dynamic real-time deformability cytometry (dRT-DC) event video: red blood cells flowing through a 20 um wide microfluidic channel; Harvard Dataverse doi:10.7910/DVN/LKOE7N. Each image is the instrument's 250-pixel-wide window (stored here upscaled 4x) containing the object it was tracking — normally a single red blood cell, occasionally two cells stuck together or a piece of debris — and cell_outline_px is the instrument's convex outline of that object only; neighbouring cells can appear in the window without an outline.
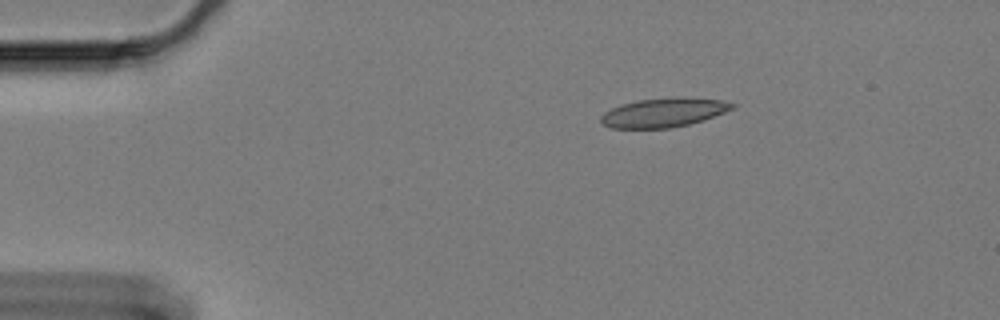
{"species": "Egyptian fruit bat (a non-hibernating species)", "species_latin": "Rousettus aegyptiacus", "temperature_condition": "cold", "stored_images_in_passage": 51, "camera_frame_rate_fps": 3000, "um_per_image_px": 0.085, "animal": {"sex": "female"}, "frame": {"image": 1, "passage_image": 1, "time_ms": 0.0, "image_size_px": [1000, 320], "cell_outline_px": [[736, 104], [732, 108], [724, 112], [704, 120], [688, 124], [668, 128], [608, 128], [600, 120], [600, 116], [604, 112], [620, 104], [640, 100], [720, 100]], "centroid_in_image_um": [56.3, 9.63], "position_along_channel_um": 28.7, "area_um2": 21.04}}
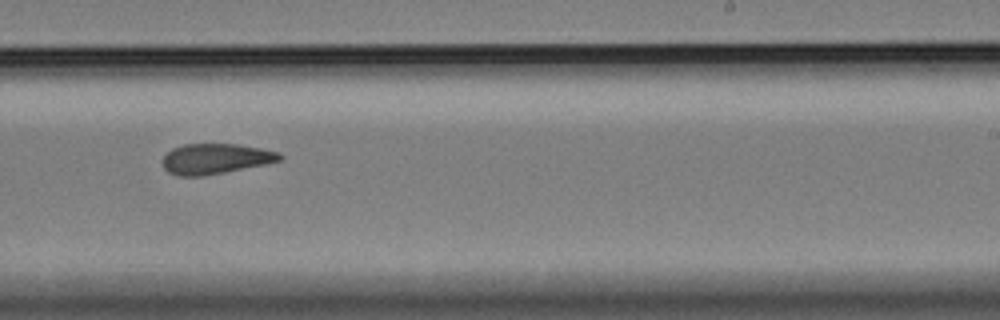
{"frame": {"image": 2, "passage_image": 28, "time_ms": 9.0, "image_size_px": [1000, 320], "cell_outline_px": [[284, 156], [280, 160], [264, 164], [224, 172], [200, 176], [180, 176], [168, 172], [164, 168], [160, 160], [172, 148], [184, 144], [236, 144], [260, 148], [280, 152]], "centroid_in_image_um": [18.28, 13.49], "position_along_channel_um": 270.7, "area_um2": 20.63}}
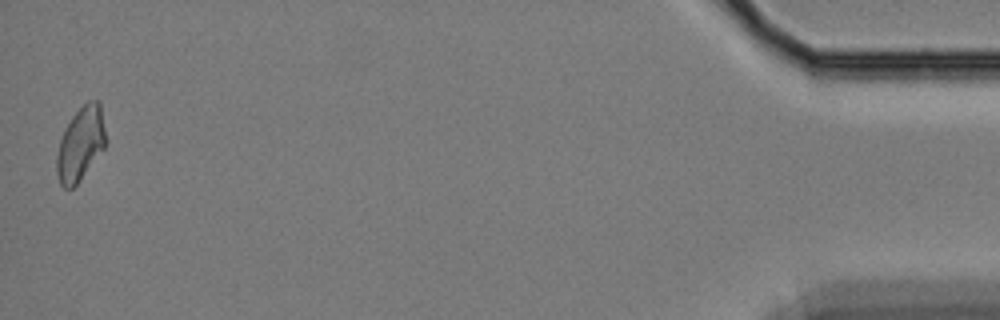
{"frame": {"image": 3, "passage_image": 50, "time_ms": 16.333, "image_size_px": [1000, 320], "cell_outline_px": [[108, 140], [104, 148], [76, 184], [72, 188], [64, 188], [60, 184], [56, 172], [56, 156], [60, 140], [72, 116], [88, 100], [100, 100]], "centroid_in_image_um": [6.88, 12.2], "position_along_channel_um": 428.3, "area_um2": 21.04}, "authors_computed_cell_mechanics": {"area_um2": 21.0392, "velocity_mm_per_s": 3.3307, "shape_relaxation_time_tau1_ms": null, "shape_relaxation_time_tau2_ms": 3.5323, "deformation_change_tau1": null, "deformation_change_tau2": 0.0952}}